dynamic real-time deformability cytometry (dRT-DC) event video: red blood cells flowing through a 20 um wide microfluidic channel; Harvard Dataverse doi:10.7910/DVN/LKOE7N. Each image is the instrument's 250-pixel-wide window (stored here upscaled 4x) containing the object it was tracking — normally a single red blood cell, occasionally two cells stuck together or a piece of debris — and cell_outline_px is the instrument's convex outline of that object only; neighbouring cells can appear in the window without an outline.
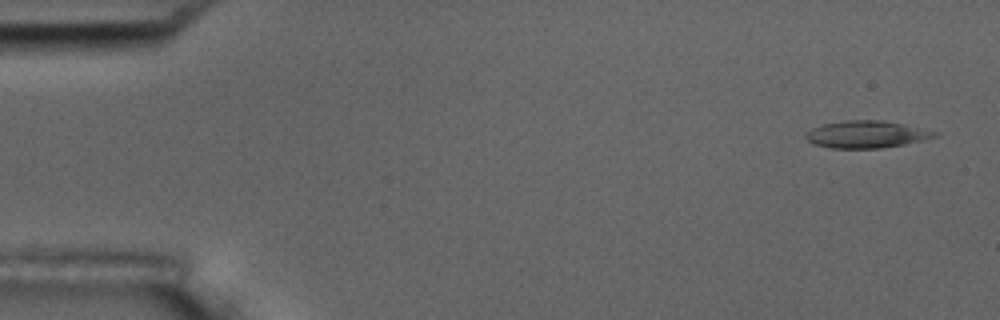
{"species": "common noctule bat (a hibernating species)", "species_latin": "Nyctalus noctula", "temperature_condition": "room temperature", "stored_images_in_passage": 6, "camera_frame_rate_fps": 3000, "um_per_image_px": 0.085, "animal": {"sex": "male", "body_mass_g": 17.5, "forearm_length_mm": 52.3}, "frame": {"image": 1, "passage_image": 1, "time_ms": 0.0, "image_size_px": [1000, 320], "cell_outline_px": [[940, 132], [936, 136], [924, 140], [904, 144], [880, 148], [832, 148], [816, 144], [808, 140], [804, 136], [812, 128], [824, 124], [844, 120], [884, 120], [904, 124]], "centroid_in_image_um": [73.69, 11.41], "position_along_channel_um": 11.3, "area_um2": 20.29}}
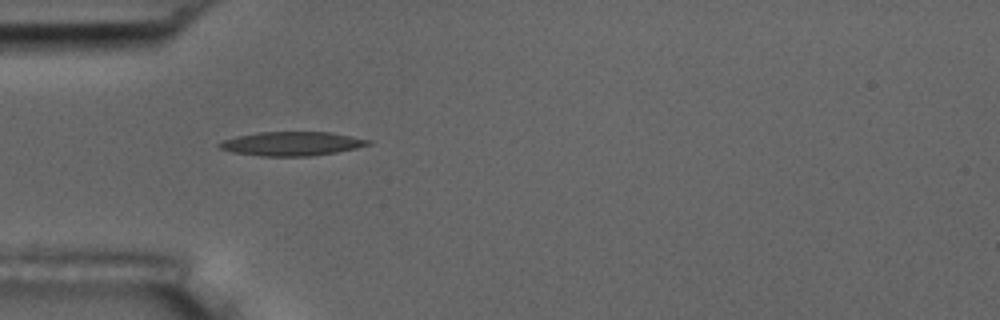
{"frame": {"image": 2, "passage_image": 5, "time_ms": 4.667, "image_size_px": [1000, 320], "cell_outline_px": [[372, 144], [356, 148], [336, 152], [308, 156], [260, 156], [232, 152], [220, 148], [216, 144], [224, 140], [236, 136], [260, 132], [328, 132], [372, 140]], "centroid_in_image_um": [24.79, 12.21], "position_along_channel_um": 60.2, "area_um2": 20.69}}